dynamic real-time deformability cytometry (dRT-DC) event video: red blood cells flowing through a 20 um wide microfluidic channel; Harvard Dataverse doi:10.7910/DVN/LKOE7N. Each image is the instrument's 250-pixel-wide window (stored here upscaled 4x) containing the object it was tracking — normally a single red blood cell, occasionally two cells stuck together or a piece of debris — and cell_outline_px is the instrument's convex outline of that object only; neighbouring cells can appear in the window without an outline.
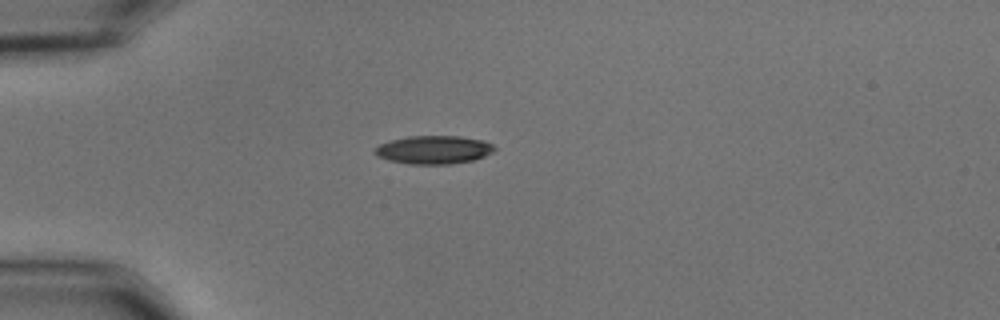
{"species": "common noctule bat (a hibernating species)", "species_latin": "Nyctalus noctula", "temperature_condition": "cold", "stored_images_in_passage": 41, "camera_frame_rate_fps": 3000, "um_per_image_px": 0.085, "animal": {"sex": "male", "body_mass_g": 15.6}, "frame": {"image": 1, "passage_image": 1, "time_ms": 0.0, "image_size_px": [1000, 320], "cell_outline_px": [[496, 148], [492, 152], [484, 156], [472, 160], [452, 164], [408, 164], [388, 160], [376, 156], [372, 152], [372, 148], [380, 144], [392, 140], [408, 136], [460, 136], [484, 140], [492, 144]], "centroid_in_image_um": [36.83, 12.73], "position_along_channel_um": 48.2, "area_um2": 19.88}}
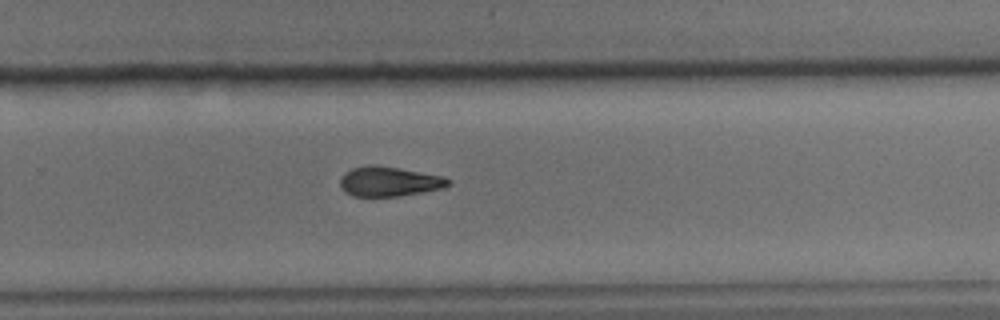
{"frame": {"image": 2, "passage_image": 23, "time_ms": 7.333, "image_size_px": [1000, 320], "cell_outline_px": [[452, 184], [444, 188], [396, 196], [352, 196], [344, 192], [340, 188], [340, 180], [344, 172], [352, 168], [368, 164], [376, 164], [400, 168], [444, 176], [452, 180]], "centroid_in_image_um": [33.07, 15.41], "position_along_channel_um": 296.7, "area_um2": 19.02}}
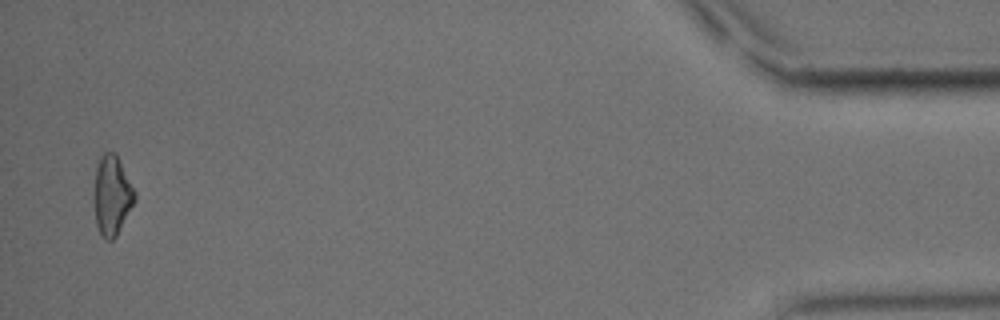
{"frame": {"image": 3, "passage_image": 40, "time_ms": 13.0, "image_size_px": [1000, 320], "cell_outline_px": [[136, 200], [116, 236], [112, 240], [104, 240], [100, 236], [96, 224], [92, 200], [92, 196], [96, 168], [100, 156], [104, 152], [116, 152], [136, 192]], "centroid_in_image_um": [9.49, 16.61], "position_along_channel_um": 425.7, "area_um2": 19.48}, "authors_computed_cell_mechanics": {"area_um2": 19.0162, "velocity_mm_per_s": 3.6507, "shape_relaxation_time_tau1_ms": 6.9087, "shape_relaxation_time_tau2_ms": 5.0911, "deformation_change_tau1": 0.1725, "deformation_change_tau2": 0.1331}}